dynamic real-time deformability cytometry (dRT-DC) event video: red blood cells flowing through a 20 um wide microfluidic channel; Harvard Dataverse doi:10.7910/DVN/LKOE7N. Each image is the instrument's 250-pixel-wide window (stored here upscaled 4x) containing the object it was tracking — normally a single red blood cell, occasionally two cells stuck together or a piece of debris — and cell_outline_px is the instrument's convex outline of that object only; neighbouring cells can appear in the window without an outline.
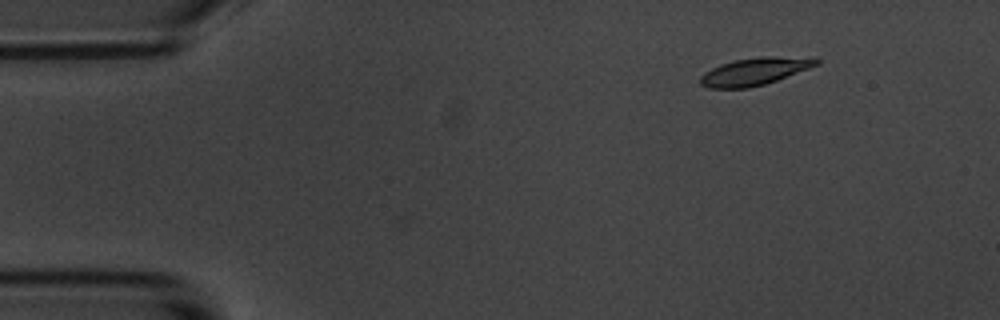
{"species": "common noctule bat (a hibernating species)", "species_latin": "Nyctalus noctula", "temperature_condition": "room temperature", "stored_images_in_passage": 5, "camera_frame_rate_fps": 3000, "um_per_image_px": 0.085, "animal": {"sex": "male", "body_mass_g": 20.1, "forearm_length_mm": 53.5}, "frame": {"image": 1, "passage_image": 5, "time_ms": 1.333, "image_size_px": [1000, 320], "cell_outline_px": [[820, 64], [776, 80], [764, 84], [748, 88], [708, 88], [700, 84], [700, 76], [704, 72], [720, 64], [736, 60], [764, 56], [816, 56], [820, 60]], "centroid_in_image_um": [64.2, 6.05], "position_along_channel_um": 20.8, "area_um2": 18.73}}